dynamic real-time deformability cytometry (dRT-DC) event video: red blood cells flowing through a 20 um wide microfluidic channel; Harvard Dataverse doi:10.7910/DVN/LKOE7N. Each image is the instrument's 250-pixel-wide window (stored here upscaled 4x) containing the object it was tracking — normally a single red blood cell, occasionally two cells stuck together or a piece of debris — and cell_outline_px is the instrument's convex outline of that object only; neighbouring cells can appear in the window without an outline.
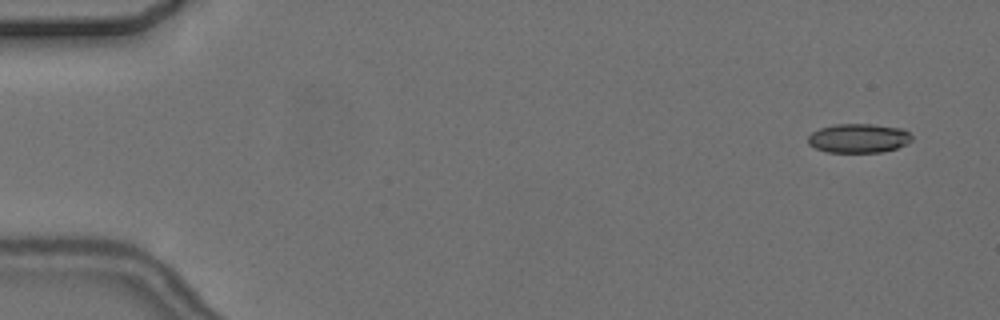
{"species": "common noctule bat (a hibernating species)", "species_latin": "Nyctalus noctula", "temperature_condition": "cold", "stored_images_in_passage": 5, "camera_frame_rate_fps": 3000, "um_per_image_px": 0.085, "animal": {"sex": "female", "body_mass_g": 24.6, "forearm_length_mm": 56.2}, "frame": {"image": 1, "passage_image": 1, "time_ms": 0.0, "image_size_px": [1000, 320], "cell_outline_px": [[912, 140], [896, 148], [884, 152], [828, 152], [816, 148], [808, 144], [808, 136], [812, 132], [820, 128], [836, 124], [872, 124], [904, 128], [912, 136]], "centroid_in_image_um": [72.99, 11.74], "position_along_channel_um": 12.0, "area_um2": 17.63}}
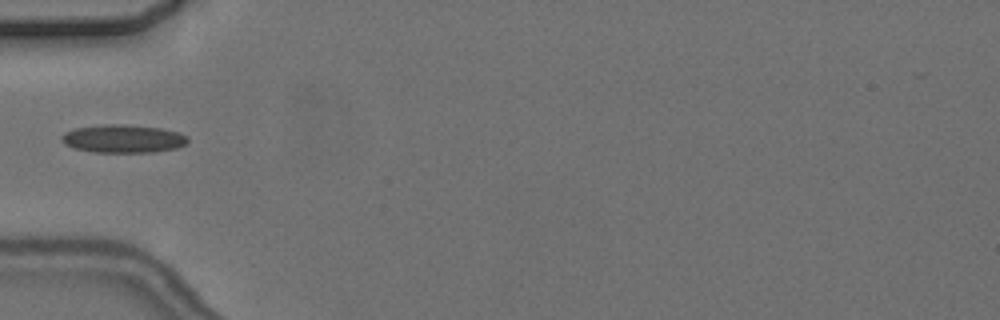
{"frame": {"image": 2, "passage_image": 5, "time_ms": 5.333, "image_size_px": [1000, 320], "cell_outline_px": [[188, 140], [184, 144], [176, 148], [152, 152], [92, 152], [72, 148], [64, 144], [60, 140], [60, 136], [64, 132], [76, 128], [104, 124], [124, 124], [160, 128], [180, 132], [188, 136]], "centroid_in_image_um": [10.42, 11.79], "position_along_channel_um": 74.6, "area_um2": 20.81}}